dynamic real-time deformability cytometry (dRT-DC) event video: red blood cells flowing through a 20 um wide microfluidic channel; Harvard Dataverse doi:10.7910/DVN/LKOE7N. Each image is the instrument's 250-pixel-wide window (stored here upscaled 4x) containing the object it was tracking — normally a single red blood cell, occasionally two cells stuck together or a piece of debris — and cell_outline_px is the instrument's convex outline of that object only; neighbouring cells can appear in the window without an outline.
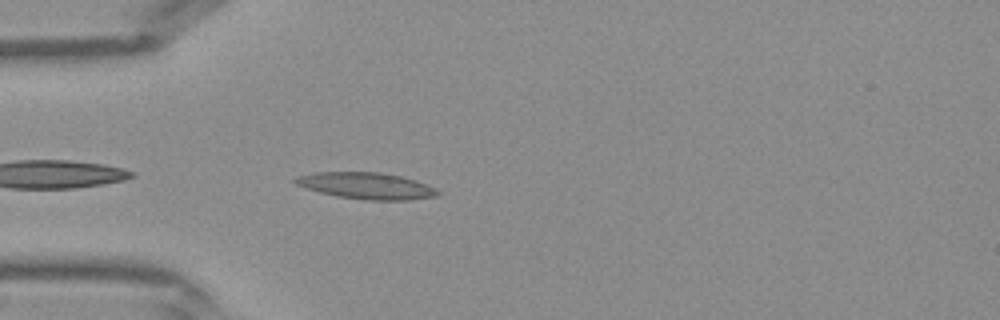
{"species": "Egyptian fruit bat (a non-hibernating species)", "species_latin": "Rousettus aegyptiacus", "temperature_condition": "warm", "stored_images_in_passage": 32, "camera_frame_rate_fps": 3000, "um_per_image_px": 0.085, "frame": {"image": 1, "passage_image": 2, "time_ms": 0.333, "image_size_px": [1000, 320], "cell_outline_px": [[440, 192], [436, 196], [408, 200], [368, 200], [336, 196], [304, 188], [296, 184], [292, 180], [300, 176], [316, 172], [380, 172], [400, 176], [416, 180], [436, 188]], "centroid_in_image_um": [31.15, 15.79], "position_along_channel_um": 53.9, "area_um2": 21.91}}
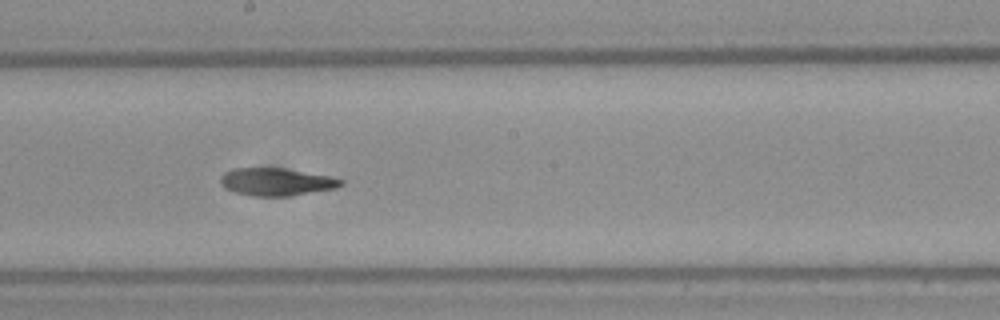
{"frame": {"image": 2, "passage_image": 13, "time_ms": 4.0, "image_size_px": [1000, 320], "cell_outline_px": [[344, 184], [336, 188], [288, 196], [256, 196], [232, 192], [224, 188], [220, 184], [220, 176], [224, 172], [232, 168], [284, 168], [332, 176], [344, 180]], "centroid_in_image_um": [23.47, 15.45], "position_along_channel_um": 224.7, "area_um2": 19.59}}
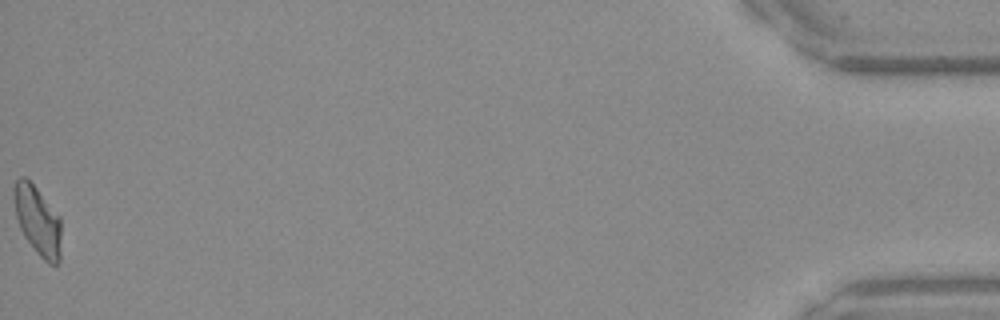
{"frame": {"image": 3, "passage_image": 32, "time_ms": 10.333, "image_size_px": [1000, 320], "cell_outline_px": [[60, 260], [56, 264], [48, 264], [36, 252], [24, 236], [20, 228], [16, 216], [12, 196], [12, 188], [16, 180], [20, 176], [24, 176], [36, 188], [60, 216]], "centroid_in_image_um": [3.17, 18.73], "position_along_channel_um": 432.0, "area_um2": 19.07}}